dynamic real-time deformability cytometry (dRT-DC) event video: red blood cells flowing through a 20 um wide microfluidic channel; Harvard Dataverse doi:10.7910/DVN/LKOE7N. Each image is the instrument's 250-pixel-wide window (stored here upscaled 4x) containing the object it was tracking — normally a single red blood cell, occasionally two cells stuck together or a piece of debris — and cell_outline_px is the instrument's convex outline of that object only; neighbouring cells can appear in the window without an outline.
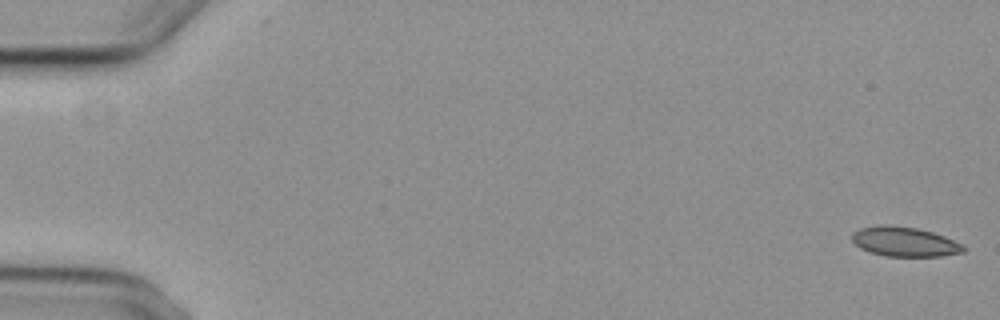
{"species": "common noctule bat (a hibernating species)", "species_latin": "Nyctalus noctula", "temperature_condition": "cold", "stored_images_in_passage": 6, "camera_frame_rate_fps": 3000, "um_per_image_px": 0.085, "animal": {"sex": "female", "body_mass_g": 29.2, "forearm_length_mm": 56.3}, "frame": {"image": 1, "passage_image": 1, "time_ms": 0.0, "image_size_px": [1000, 320], "cell_outline_px": [[968, 248], [964, 252], [940, 256], [884, 256], [868, 252], [860, 248], [852, 240], [852, 232], [860, 228], [880, 224], [892, 224], [916, 228], [932, 232], [944, 236], [964, 244]], "centroid_in_image_um": [76.89, 20.54], "position_along_channel_um": 8.1, "area_um2": 19.54}}